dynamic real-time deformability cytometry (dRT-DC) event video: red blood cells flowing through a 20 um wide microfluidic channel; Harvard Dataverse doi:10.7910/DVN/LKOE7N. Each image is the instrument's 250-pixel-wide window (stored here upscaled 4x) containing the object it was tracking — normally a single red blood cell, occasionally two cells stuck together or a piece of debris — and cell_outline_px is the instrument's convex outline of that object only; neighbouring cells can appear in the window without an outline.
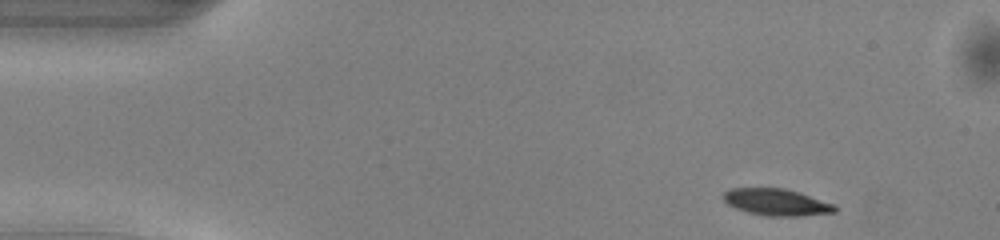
{"species": "common noctule bat (a hibernating species)", "species_latin": "Nyctalus noctula", "temperature_condition": "warm", "stored_images_in_passage": 47, "camera_frame_rate_fps": 3000, "um_per_image_px": 0.085, "animal": {"sex": "male", "body_mass_g": 13.0, "forearm_length_mm": 53.1}, "frame": {"image": 1, "passage_image": 3, "time_ms": 0.667, "image_size_px": [1000, 240], "cell_outline_px": [[836, 212], [796, 216], [768, 216], [748, 212], [736, 208], [728, 204], [724, 200], [724, 192], [732, 188], [784, 188], [832, 204], [836, 208]], "centroid_in_image_um": [65.95, 17.19], "position_along_channel_um": 19.0, "area_um2": 16.88}}
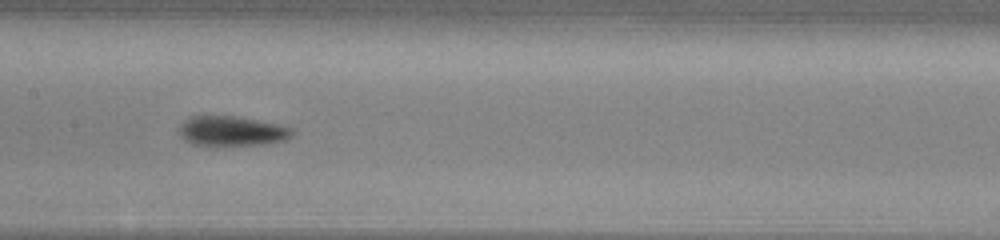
{"frame": {"image": 2, "passage_image": 22, "time_ms": 7.0, "image_size_px": [1000, 240], "cell_outline_px": [[292, 136], [284, 140], [268, 144], [192, 144], [184, 140], [180, 136], [180, 128], [184, 120], [188, 116], [236, 116], [280, 124], [292, 128]], "centroid_in_image_um": [19.72, 11.12], "position_along_channel_um": 187.7, "area_um2": 19.36}}
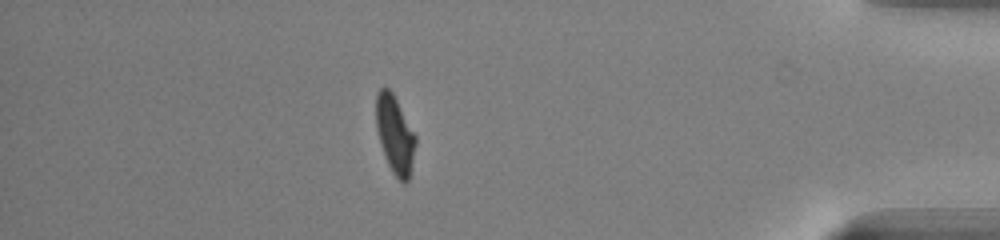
{"frame": {"image": 3, "passage_image": 41, "time_ms": 13.333, "image_size_px": [1000, 240], "cell_outline_px": [[416, 144], [408, 180], [404, 184], [392, 172], [384, 156], [380, 144], [376, 128], [376, 92], [380, 88], [388, 88], [392, 92], [416, 136]], "centroid_in_image_um": [33.55, 11.43], "position_along_channel_um": 401.7, "area_um2": 17.74}, "authors_computed_cell_mechanics": {"area_um2": 18.3804, "velocity_mm_per_s": 4.1035, "shape_relaxation_time_tau1_ms": 2.0993, "shape_relaxation_time_tau2_ms": null, "deformation_change_tau1": 0.1448, "deformation_change_tau2": null}}